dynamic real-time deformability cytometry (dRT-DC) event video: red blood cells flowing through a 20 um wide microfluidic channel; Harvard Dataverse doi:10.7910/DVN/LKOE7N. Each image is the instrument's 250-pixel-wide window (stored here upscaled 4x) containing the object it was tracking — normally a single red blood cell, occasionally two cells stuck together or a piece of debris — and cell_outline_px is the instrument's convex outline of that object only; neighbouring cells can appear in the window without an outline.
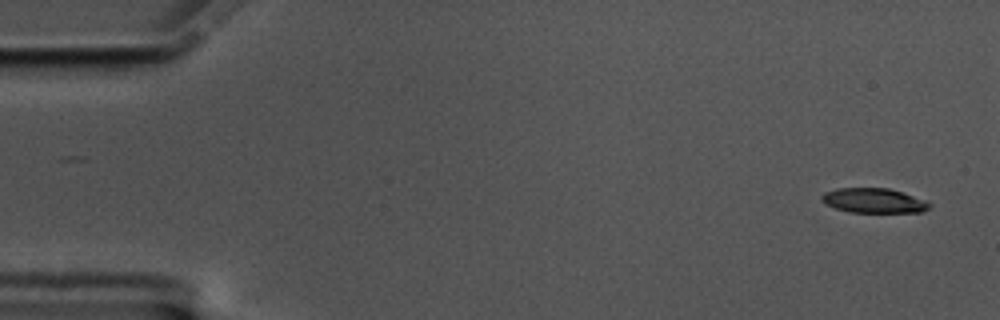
{"species": "common noctule bat (a hibernating species)", "species_latin": "Nyctalus noctula", "temperature_condition": "cold", "stored_images_in_passage": 56, "camera_frame_rate_fps": 3000, "um_per_image_px": 0.085, "animal": {"sex": "male", "body_mass_g": 17.5, "forearm_length_mm": 52.3}, "frame": {"image": 1, "passage_image": 1, "time_ms": 0.0, "image_size_px": [1000, 320], "cell_outline_px": [[932, 204], [928, 208], [920, 212], [852, 212], [836, 208], [824, 204], [820, 200], [820, 196], [824, 192], [836, 188], [888, 188], [924, 200]], "centroid_in_image_um": [74.2, 17.04], "position_along_channel_um": 10.8, "area_um2": 15.37}}
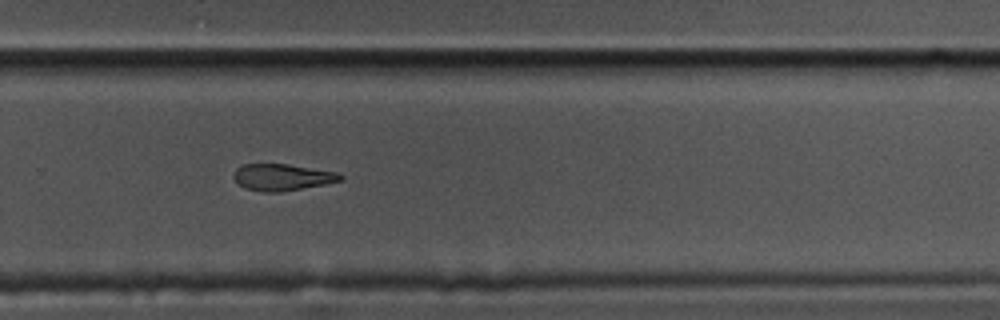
{"frame": {"image": 2, "passage_image": 37, "time_ms": 12.0, "image_size_px": [1000, 320], "cell_outline_px": [[344, 180], [324, 184], [280, 192], [264, 192], [244, 188], [232, 176], [236, 168], [244, 164], [288, 164], [336, 172], [344, 176]], "centroid_in_image_um": [23.99, 15.06], "position_along_channel_um": 305.8, "area_um2": 16.47}}
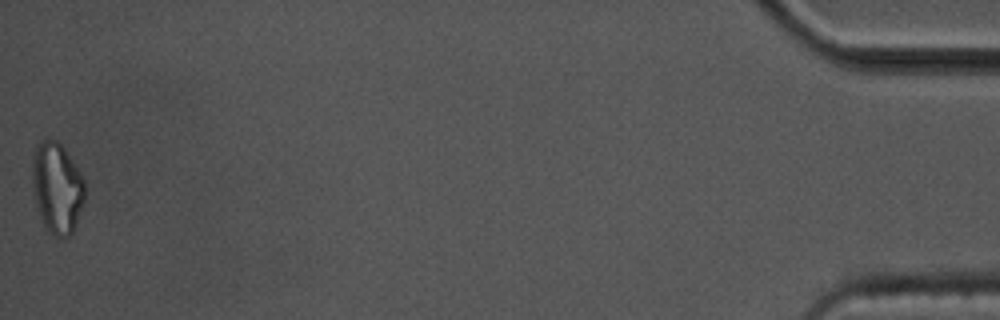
{"frame": {"image": 3, "passage_image": 56, "time_ms": 18.333, "image_size_px": [1000, 320], "cell_outline_px": [[84, 204], [72, 232], [68, 236], [56, 236], [48, 232], [44, 228], [36, 204], [32, 184], [32, 160], [36, 144], [40, 140], [48, 136], [56, 140], [64, 148], [80, 172], [84, 180]], "centroid_in_image_um": [4.82, 15.93], "position_along_channel_um": 430.4, "area_um2": 28.03}, "authors_computed_cell_mechanics": {"area_um2": 17.629, "velocity_mm_per_s": 3.495, "shape_relaxation_time_tau1_ms": 5.4498, "shape_relaxation_time_tau2_ms": null, "deformation_change_tau1": 0.1431, "deformation_change_tau2": null}}